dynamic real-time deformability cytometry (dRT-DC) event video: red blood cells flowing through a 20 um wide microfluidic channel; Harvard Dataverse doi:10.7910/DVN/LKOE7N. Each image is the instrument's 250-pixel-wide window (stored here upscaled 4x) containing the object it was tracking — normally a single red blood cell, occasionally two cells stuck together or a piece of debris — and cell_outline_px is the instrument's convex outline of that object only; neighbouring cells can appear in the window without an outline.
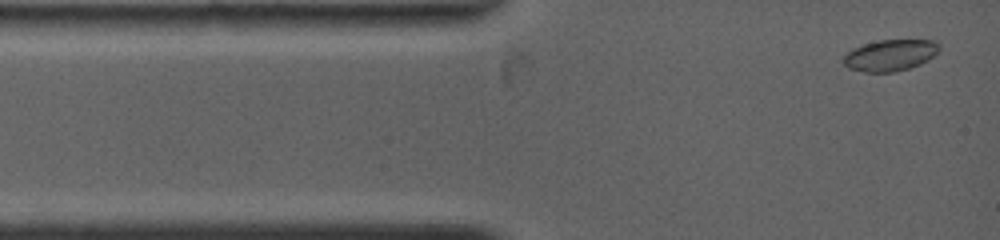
{"species": "common noctule bat (a hibernating species)", "species_latin": "Nyctalus noctula", "temperature_condition": "warm", "stored_images_in_passage": 11, "camera_frame_rate_fps": 4500, "um_per_image_px": 0.085, "animal": {"sex": "female", "body_mass_g": 19.0, "forearm_length_mm": 53.3}, "frame": {"image": 1, "passage_image": 1, "time_ms": 0.0, "image_size_px": [1000, 240], "cell_outline_px": [[940, 48], [928, 60], [920, 64], [896, 72], [864, 72], [848, 68], [840, 60], [852, 48], [864, 44], [880, 40], [936, 40], [940, 44]], "centroid_in_image_um": [75.64, 4.7], "position_along_channel_um": 9.4, "area_um2": 17.57}}
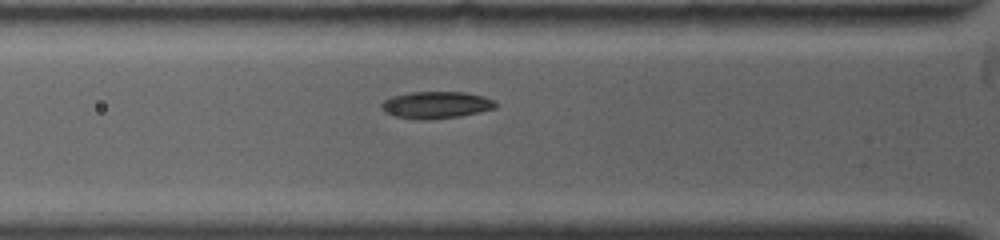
{"frame": {"image": 2, "passage_image": 8, "time_ms": 3.111, "image_size_px": [1000, 240], "cell_outline_px": [[496, 108], [480, 112], [460, 116], [428, 120], [420, 120], [396, 116], [384, 112], [380, 108], [380, 104], [384, 100], [392, 96], [412, 92], [464, 92], [484, 96], [492, 100], [496, 104]], "centroid_in_image_um": [37.05, 8.92], "position_along_channel_um": 88.8, "area_um2": 17.98}}
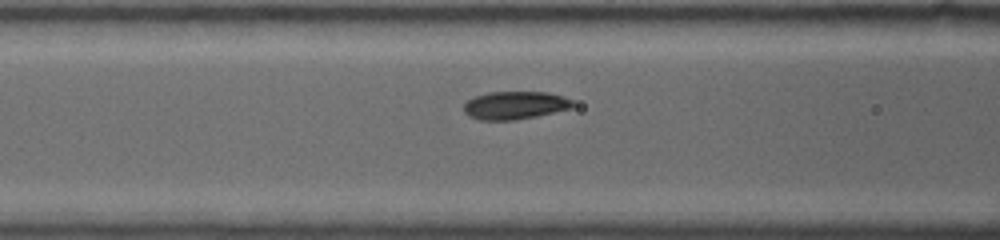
{"frame": {"image": 3, "passage_image": 10, "time_ms": 4.0, "image_size_px": [1000, 240], "cell_outline_px": [[576, 104], [572, 108], [536, 116], [516, 120], [480, 120], [468, 116], [464, 112], [464, 104], [472, 96], [488, 92], [548, 92], [564, 96], [572, 100]], "centroid_in_image_um": [43.77, 8.94], "position_along_channel_um": 122.8, "area_um2": 17.98}}